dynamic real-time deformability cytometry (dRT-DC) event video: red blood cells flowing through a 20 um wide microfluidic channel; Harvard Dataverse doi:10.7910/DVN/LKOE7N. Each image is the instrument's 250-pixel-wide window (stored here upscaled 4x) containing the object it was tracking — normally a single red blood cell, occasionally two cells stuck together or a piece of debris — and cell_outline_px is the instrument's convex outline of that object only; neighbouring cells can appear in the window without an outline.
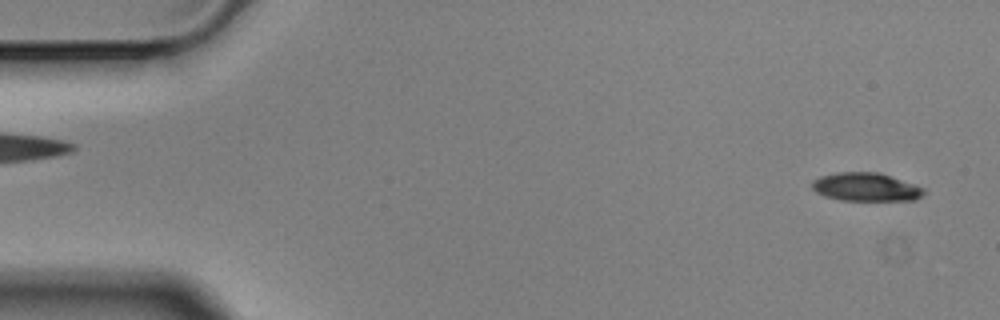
{"species": "Egyptian fruit bat (a non-hibernating species)", "species_latin": "Rousettus aegyptiacus", "temperature_condition": "cold", "stored_images_in_passage": 56, "camera_frame_rate_fps": 3000, "um_per_image_px": 0.085, "animal": {"sex": "male"}, "frame": {"image": 1, "passage_image": 2, "time_ms": 0.333, "image_size_px": [1000, 320], "cell_outline_px": [[924, 192], [916, 200], [840, 200], [824, 196], [816, 192], [812, 188], [812, 180], [820, 176], [836, 172], [880, 172], [924, 188]], "centroid_in_image_um": [73.56, 15.89], "position_along_channel_um": 11.4, "area_um2": 18.44}}
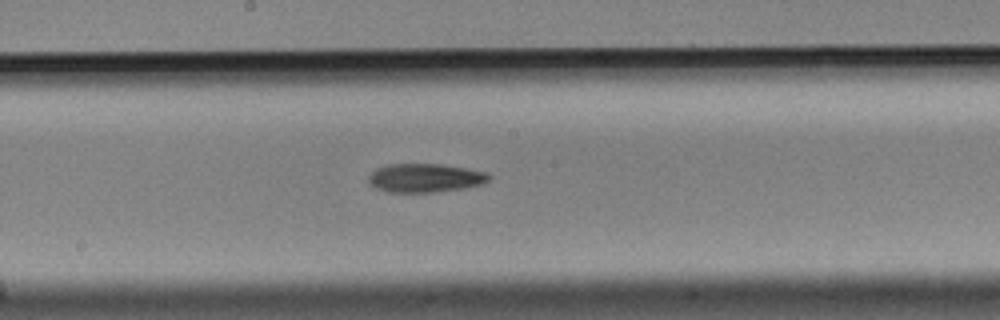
{"frame": {"image": 2, "passage_image": 29, "time_ms": 9.333, "image_size_px": [1000, 320], "cell_outline_px": [[492, 176], [484, 184], [464, 188], [436, 192], [388, 192], [376, 188], [368, 180], [368, 176], [376, 168], [388, 164], [440, 164], [488, 172]], "centroid_in_image_um": [36.16, 15.12], "position_along_channel_um": 212.0, "area_um2": 20.17}}
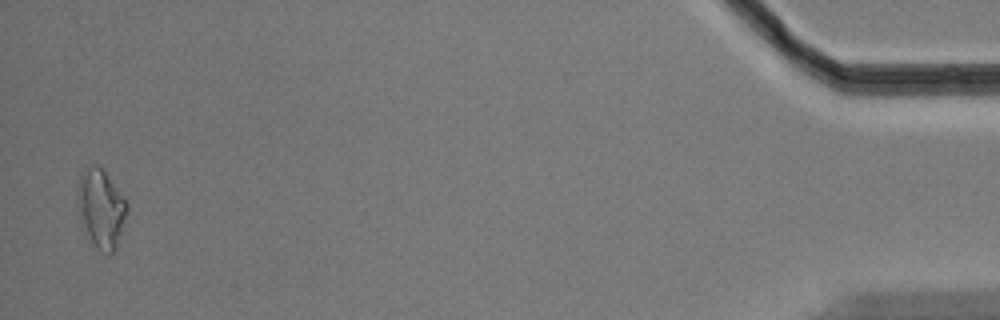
{"frame": {"image": 3, "passage_image": 55, "time_ms": 18.0, "image_size_px": [1000, 320], "cell_outline_px": [[128, 212], [116, 248], [112, 252], [104, 256], [100, 252], [80, 224], [76, 208], [76, 192], [80, 172], [92, 164], [100, 164], [104, 168], [128, 200]], "centroid_in_image_um": [8.58, 17.66], "position_along_channel_um": 426.6, "area_um2": 23.81}, "authors_computed_cell_mechanics": {"area_um2": 19.7098, "velocity_mm_per_s": 3.516, "shape_relaxation_time_tau1_ms": 5.5002, "shape_relaxation_time_tau2_ms": null, "deformation_change_tau1": 0.1465, "deformation_change_tau2": null}}